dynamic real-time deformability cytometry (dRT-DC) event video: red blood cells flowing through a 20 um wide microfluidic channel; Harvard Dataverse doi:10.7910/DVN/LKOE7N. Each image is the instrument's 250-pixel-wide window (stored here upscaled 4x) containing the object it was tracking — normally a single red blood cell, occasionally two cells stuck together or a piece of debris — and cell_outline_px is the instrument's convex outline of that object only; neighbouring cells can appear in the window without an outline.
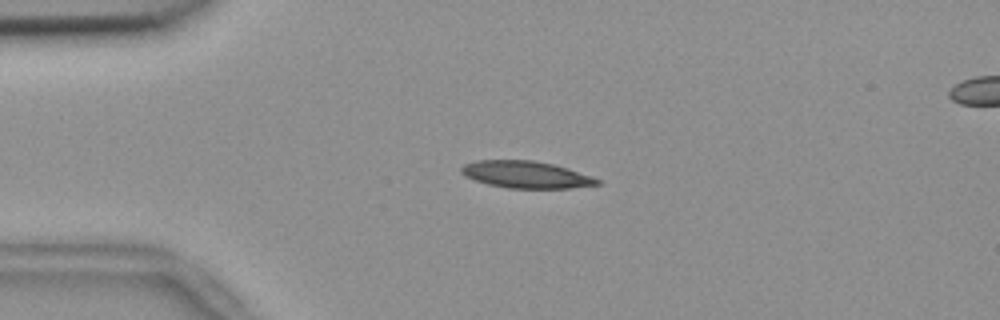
{"species": "common noctule bat (a hibernating species)", "species_latin": "Nyctalus noctula", "temperature_condition": "room temperature", "stored_images_in_passage": 55, "camera_frame_rate_fps": 3000, "um_per_image_px": 0.085, "animal": {"sex": "female", "body_mass_g": 18.4}, "frame": {"image": 1, "passage_image": 13, "time_ms": 4.0, "image_size_px": [1000, 320], "cell_outline_px": [[600, 184], [572, 188], [508, 188], [488, 184], [464, 176], [460, 172], [460, 168], [464, 164], [476, 160], [532, 160], [552, 164], [568, 168], [592, 176], [600, 180]], "centroid_in_image_um": [44.7, 14.84], "position_along_channel_um": 40.3, "area_um2": 21.39}}
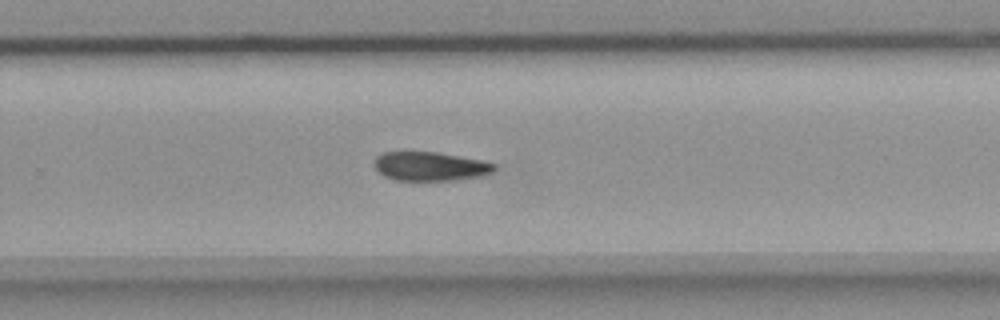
{"frame": {"image": 2, "passage_image": 36, "time_ms": 11.667, "image_size_px": [1000, 320], "cell_outline_px": [[496, 168], [492, 172], [480, 176], [456, 180], [392, 180], [384, 176], [376, 168], [376, 156], [380, 152], [436, 152], [480, 160], [496, 164]], "centroid_in_image_um": [36.56, 14.14], "position_along_channel_um": 293.2, "area_um2": 20.06}}
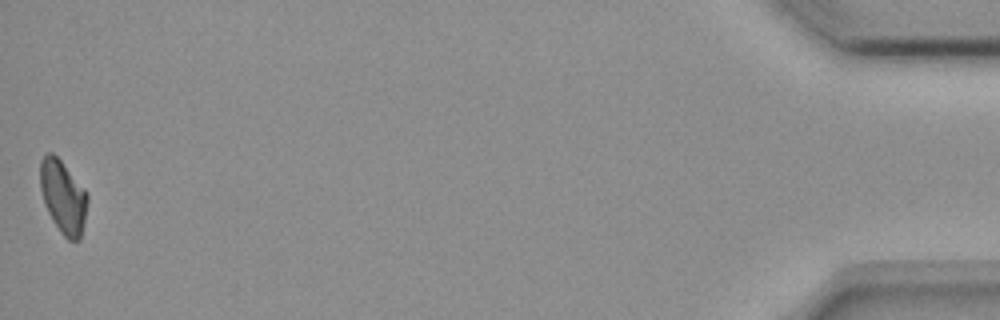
{"frame": {"image": 3, "passage_image": 55, "time_ms": 18.0, "image_size_px": [1000, 320], "cell_outline_px": [[88, 200], [80, 240], [68, 240], [60, 232], [52, 220], [44, 204], [40, 188], [40, 160], [44, 152], [52, 152], [60, 160], [88, 192]], "centroid_in_image_um": [5.35, 16.71], "position_along_channel_um": 429.9, "area_um2": 20.23}, "authors_computed_cell_mechanics": {"area_um2": 21.1548, "velocity_mm_per_s": 3.6537, "shape_relaxation_time_tau1_ms": 9.4873, "shape_relaxation_time_tau2_ms": null, "deformation_change_tau1": 0.2016, "deformation_change_tau2": null}}